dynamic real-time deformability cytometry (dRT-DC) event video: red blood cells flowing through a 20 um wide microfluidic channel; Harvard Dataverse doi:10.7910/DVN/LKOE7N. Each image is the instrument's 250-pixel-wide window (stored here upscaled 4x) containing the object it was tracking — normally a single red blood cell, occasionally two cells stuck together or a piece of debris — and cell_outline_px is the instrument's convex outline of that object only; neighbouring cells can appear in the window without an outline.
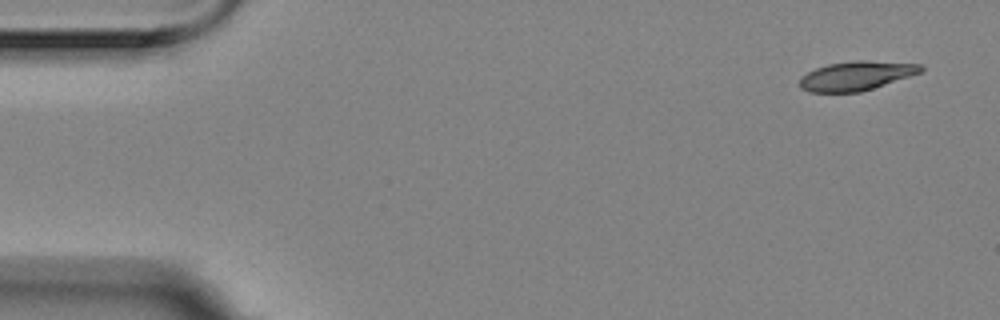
{"species": "Egyptian fruit bat (a non-hibernating species)", "species_latin": "Rousettus aegyptiacus", "temperature_condition": "room temperature", "stored_images_in_passage": 6, "camera_frame_rate_fps": 3000, "um_per_image_px": 0.085, "animal": {"sex": "female"}, "frame": {"image": 1, "passage_image": 1, "time_ms": 0.0, "image_size_px": [1000, 320], "cell_outline_px": [[924, 68], [920, 72], [860, 92], [808, 92], [800, 88], [800, 76], [816, 68], [828, 64], [856, 60], [868, 60], [920, 64]], "centroid_in_image_um": [72.73, 6.44], "position_along_channel_um": 12.3, "area_um2": 20.35}}
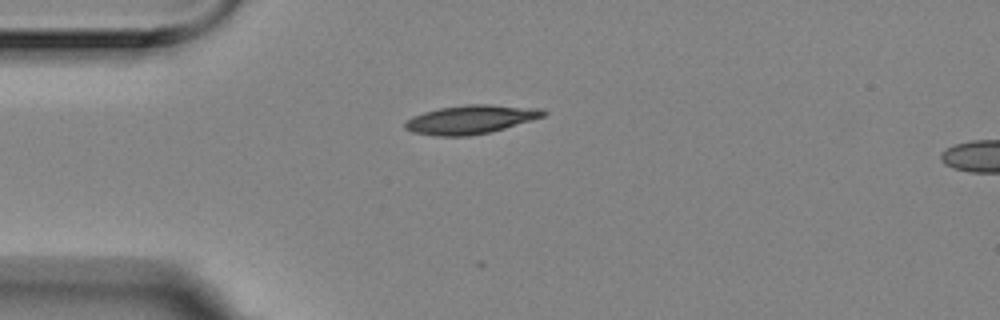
{"frame": {"image": 2, "passage_image": 4, "time_ms": 1.0, "image_size_px": [1000, 320], "cell_outline_px": [[548, 112], [544, 116], [492, 132], [468, 136], [436, 136], [412, 132], [404, 128], [404, 124], [412, 116], [424, 112], [440, 108], [468, 104], [492, 104], [544, 108]], "centroid_in_image_um": [40.04, 10.15], "position_along_channel_um": 45.0, "area_um2": 23.29}}
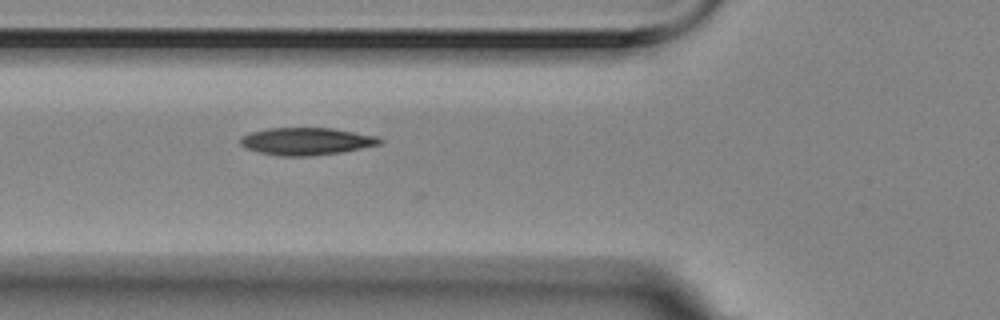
{"frame": {"image": 3, "passage_image": 6, "time_ms": 1.667, "image_size_px": [1000, 320], "cell_outline_px": [[384, 140], [380, 144], [340, 152], [312, 156], [280, 156], [260, 152], [244, 148], [240, 144], [240, 136], [252, 132], [268, 128], [332, 128], [380, 136]], "centroid_in_image_um": [26.05, 12.0], "position_along_channel_um": 99.8, "area_um2": 22.31}}